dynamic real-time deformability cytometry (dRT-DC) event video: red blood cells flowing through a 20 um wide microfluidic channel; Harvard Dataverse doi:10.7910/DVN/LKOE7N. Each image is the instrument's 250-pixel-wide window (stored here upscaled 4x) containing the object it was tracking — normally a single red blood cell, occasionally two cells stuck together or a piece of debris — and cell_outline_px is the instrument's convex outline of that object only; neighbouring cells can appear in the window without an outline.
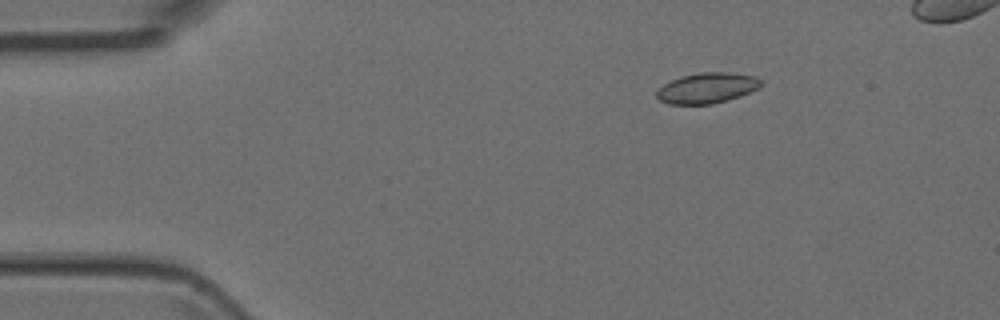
{"species": "Egyptian fruit bat (a non-hibernating species)", "species_latin": "Rousettus aegyptiacus", "temperature_condition": "room temperature", "stored_images_in_passage": 7, "camera_frame_rate_fps": 3000, "um_per_image_px": 0.085, "animal": {"sex": "female"}, "frame": {"image": 1, "passage_image": 7, "time_ms": 2.0, "image_size_px": [1000, 320], "cell_outline_px": [[764, 84], [760, 88], [740, 96], [728, 100], [712, 104], [668, 104], [660, 100], [656, 96], [656, 92], [664, 84], [680, 76], [700, 72], [728, 72], [756, 76], [764, 80]], "centroid_in_image_um": [60.16, 7.47], "position_along_channel_um": 24.8, "area_um2": 18.79}}